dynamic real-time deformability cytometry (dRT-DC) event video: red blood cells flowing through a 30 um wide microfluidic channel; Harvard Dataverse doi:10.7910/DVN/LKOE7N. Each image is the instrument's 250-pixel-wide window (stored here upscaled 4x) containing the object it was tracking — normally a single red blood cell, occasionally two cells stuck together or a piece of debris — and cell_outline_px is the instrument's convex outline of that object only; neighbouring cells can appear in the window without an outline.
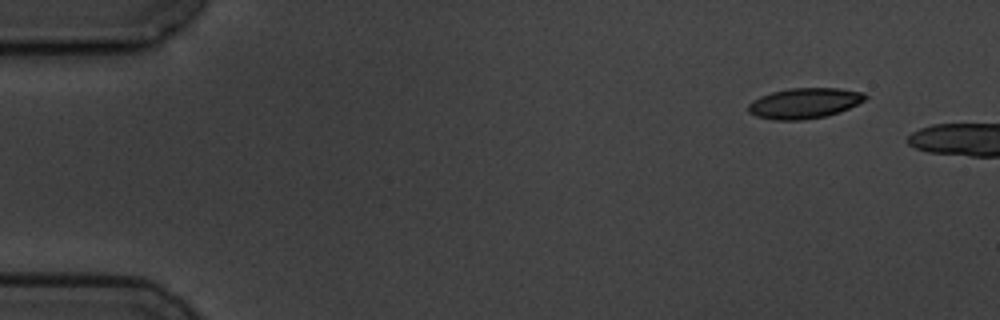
{"species": "common noctule bat (a hibernating species)", "species_latin": "Nyctalus noctula", "temperature_condition": "cold", "stored_images_in_passage": 3, "camera_frame_rate_fps": 3000, "um_per_image_px": 0.085, "animal": {"sex": "male", "body_mass_g": 19.5, "forearm_length_mm": 54.6}, "frame": {"image": 1, "passage_image": 1, "time_ms": 0.0, "image_size_px": [1000, 320], "cell_outline_px": [[868, 96], [864, 100], [840, 112], [824, 116], [804, 120], [776, 120], [756, 116], [748, 112], [748, 104], [752, 100], [760, 96], [772, 92], [788, 88], [840, 88], [864, 92]], "centroid_in_image_um": [68.36, 8.76], "position_along_channel_um": 16.6, "area_um2": 20.81}}